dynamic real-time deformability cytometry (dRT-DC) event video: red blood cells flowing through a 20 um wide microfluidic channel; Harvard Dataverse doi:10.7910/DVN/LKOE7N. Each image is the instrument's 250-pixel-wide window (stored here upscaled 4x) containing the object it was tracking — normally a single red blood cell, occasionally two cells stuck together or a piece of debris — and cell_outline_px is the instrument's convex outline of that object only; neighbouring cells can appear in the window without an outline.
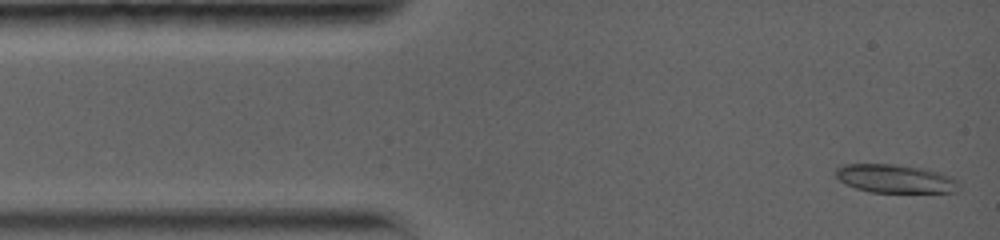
{"species": "common noctule bat (a hibernating species)", "species_latin": "Nyctalus noctula", "temperature_condition": "warm", "stored_images_in_passage": 26, "camera_frame_rate_fps": 5000, "um_per_image_px": 0.085, "animal": {"sex": "female", "body_mass_g": 19.0, "forearm_length_mm": 56.7}, "frame": {"image": 1, "passage_image": 1, "time_ms": 0.0, "image_size_px": [1000, 240], "cell_outline_px": [[960, 188], [956, 192], [868, 192], [844, 184], [836, 176], [836, 168], [844, 164], [892, 164], [920, 168], [936, 172], [948, 176], [956, 180], [960, 184]], "centroid_in_image_um": [76.06, 15.2], "position_along_channel_um": 8.9, "area_um2": 20.23}}
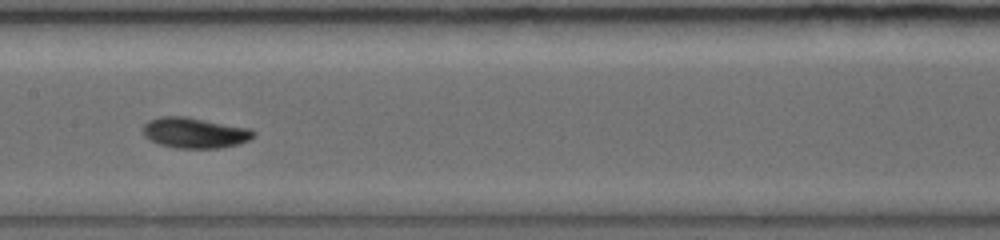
{"frame": {"image": 2, "passage_image": 15, "time_ms": 6.6, "image_size_px": [1000, 240], "cell_outline_px": [[256, 136], [248, 140], [236, 144], [220, 148], [176, 148], [160, 144], [144, 136], [144, 124], [148, 120], [160, 116], [188, 116], [248, 128], [256, 132]], "centroid_in_image_um": [16.55, 11.27], "position_along_channel_um": 190.8, "area_um2": 19.65}}
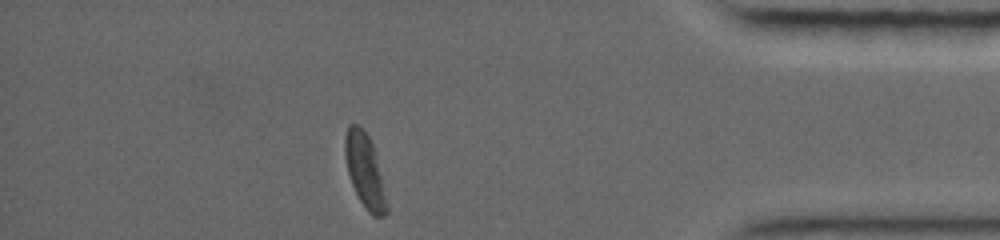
{"frame": {"image": 3, "passage_image": 26, "time_ms": 13.2, "image_size_px": [1000, 240], "cell_outline_px": [[388, 212], [384, 216], [372, 216], [368, 212], [360, 200], [352, 184], [348, 172], [344, 156], [344, 140], [348, 124], [356, 124], [368, 136], [372, 144], [388, 208]], "centroid_in_image_um": [30.98, 14.52], "position_along_channel_um": 404.2, "area_um2": 17.34}, "authors_computed_cell_mechanics": {"area_um2": 19.0162, "velocity_mm_per_s": 3.7836, "shape_relaxation_time_tau1_ms": 3.0322, "shape_relaxation_time_tau2_ms": 6.9969, "deformation_change_tau1": 0.1407, "deformation_change_tau2": 0.0896}}